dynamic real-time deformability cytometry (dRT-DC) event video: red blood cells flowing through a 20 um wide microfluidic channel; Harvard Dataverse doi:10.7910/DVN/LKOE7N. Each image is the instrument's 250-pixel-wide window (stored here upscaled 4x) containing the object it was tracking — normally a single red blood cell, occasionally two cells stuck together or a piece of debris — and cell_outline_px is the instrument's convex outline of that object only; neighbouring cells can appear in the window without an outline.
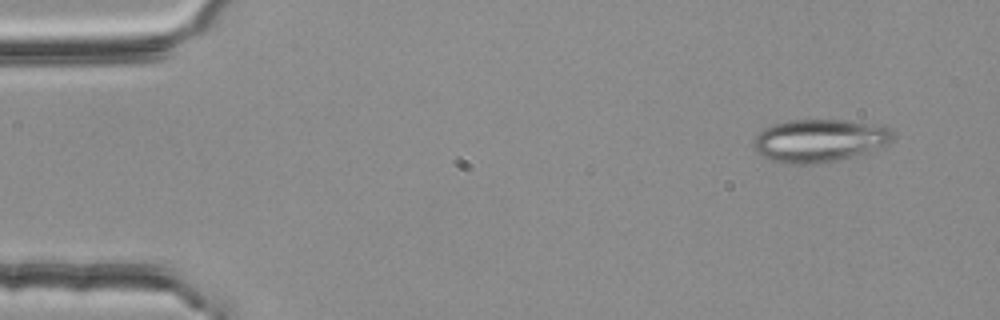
{"species": "common noctule bat (a hibernating species)", "species_latin": "Nyctalus noctula", "temperature_condition": "room temperature", "stored_images_in_passage": 3, "camera_frame_rate_fps": 3000, "um_per_image_px": 0.085, "animal": {"sex": "female", "body_mass_g": 25.1}, "frame": {"image": 1, "passage_image": 1, "time_ms": 0.0, "image_size_px": [1000, 320], "cell_outline_px": [[896, 136], [888, 144], [852, 156], [836, 160], [812, 164], [792, 164], [772, 160], [756, 152], [752, 148], [752, 140], [760, 132], [776, 124], [788, 120], [840, 120], [884, 124]], "centroid_in_image_um": [69.67, 11.93], "position_along_channel_um": 15.3, "area_um2": 34.56}}